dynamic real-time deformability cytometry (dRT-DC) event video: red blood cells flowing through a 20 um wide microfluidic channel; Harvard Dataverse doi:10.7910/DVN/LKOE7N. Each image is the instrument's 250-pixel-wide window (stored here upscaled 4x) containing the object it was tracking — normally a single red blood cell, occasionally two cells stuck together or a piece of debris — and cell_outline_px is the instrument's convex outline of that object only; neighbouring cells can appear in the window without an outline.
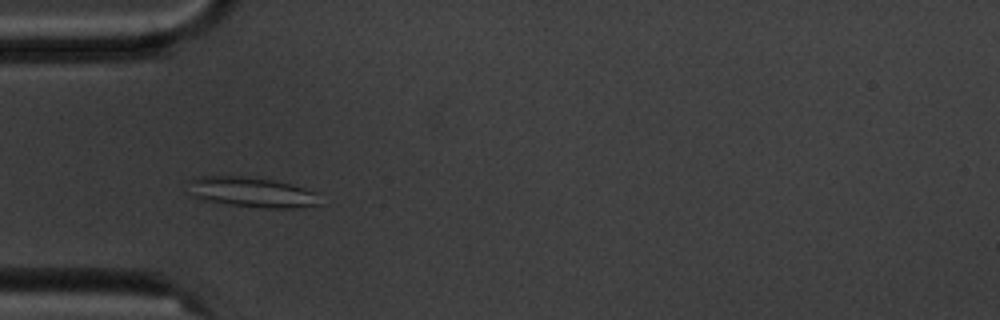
{"species": "common noctule bat (a hibernating species)", "species_latin": "Nyctalus noctula", "temperature_condition": "cold", "stored_images_in_passage": 13, "camera_frame_rate_fps": 3000, "um_per_image_px": 0.085, "animal": {"sex": "male", "body_mass_g": 20.1, "forearm_length_mm": 53.5}, "frame": {"image": 1, "passage_image": 3, "time_ms": 3.0, "image_size_px": [1000, 320], "cell_outline_px": [[320, 204], [296, 208], [264, 208], [228, 204], [204, 200], [192, 196], [188, 180], [192, 176], [244, 176], [272, 180], [292, 184], [304, 188], [312, 192]], "centroid_in_image_um": [21.32, 16.33], "position_along_channel_um": 63.7, "area_um2": 22.89}}
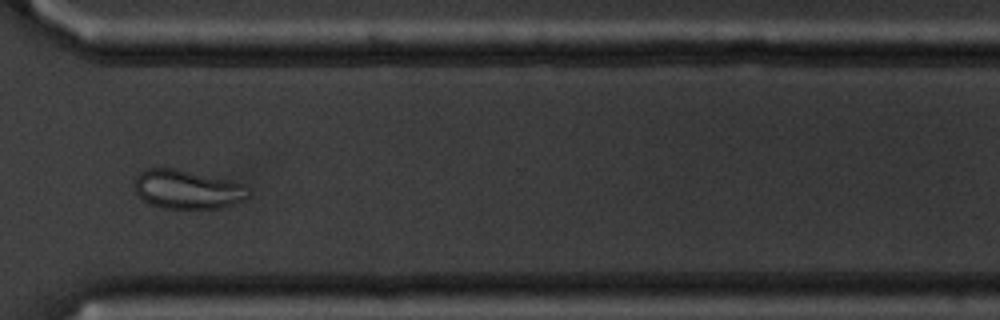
{"frame": {"image": 2, "passage_image": 10, "time_ms": 11.333, "image_size_px": [1000, 320], "cell_outline_px": [[248, 196], [232, 204], [220, 208], [164, 208], [148, 204], [136, 192], [136, 176], [140, 172], [148, 168], [176, 168], [232, 180], [244, 184], [248, 188]], "centroid_in_image_um": [15.92, 16.08], "position_along_channel_um": 354.7, "area_um2": 25.72}}
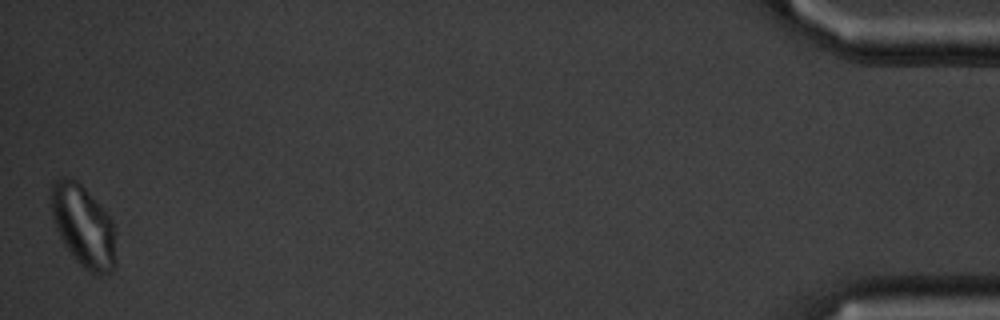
{"frame": {"image": 3, "passage_image": 13, "time_ms": 16.0, "image_size_px": [1000, 320], "cell_outline_px": [[116, 268], [100, 276], [96, 276], [84, 268], [68, 252], [56, 228], [52, 216], [52, 184], [60, 176], [64, 176], [76, 180], [100, 204], [112, 220], [116, 260]], "centroid_in_image_um": [7.1, 19.25], "position_along_channel_um": 428.1, "area_um2": 30.75}}